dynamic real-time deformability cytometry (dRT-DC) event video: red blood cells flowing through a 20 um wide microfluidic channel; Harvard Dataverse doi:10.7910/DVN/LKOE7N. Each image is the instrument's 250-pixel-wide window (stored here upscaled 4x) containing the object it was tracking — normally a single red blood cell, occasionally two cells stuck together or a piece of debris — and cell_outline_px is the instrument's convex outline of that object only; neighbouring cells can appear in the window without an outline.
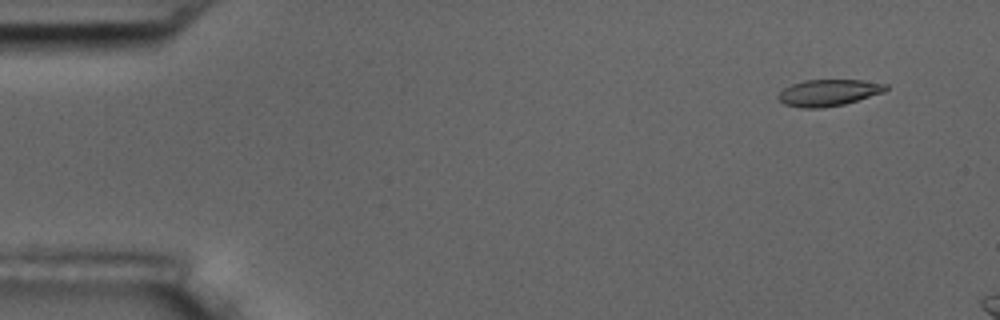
{"species": "common noctule bat (a hibernating species)", "species_latin": "Nyctalus noctula", "temperature_condition": "room temperature", "stored_images_in_passage": 5, "camera_frame_rate_fps": 3000, "um_per_image_px": 0.085, "animal": {"sex": "male", "body_mass_g": 17.5, "forearm_length_mm": 52.3}, "frame": {"image": 1, "passage_image": 2, "time_ms": 0.333, "image_size_px": [1000, 320], "cell_outline_px": [[888, 88], [884, 92], [844, 104], [824, 108], [800, 108], [784, 104], [776, 96], [784, 88], [792, 84], [804, 80], [864, 80], [888, 84]], "centroid_in_image_um": [70.42, 7.88], "position_along_channel_um": 14.6, "area_um2": 16.7}}